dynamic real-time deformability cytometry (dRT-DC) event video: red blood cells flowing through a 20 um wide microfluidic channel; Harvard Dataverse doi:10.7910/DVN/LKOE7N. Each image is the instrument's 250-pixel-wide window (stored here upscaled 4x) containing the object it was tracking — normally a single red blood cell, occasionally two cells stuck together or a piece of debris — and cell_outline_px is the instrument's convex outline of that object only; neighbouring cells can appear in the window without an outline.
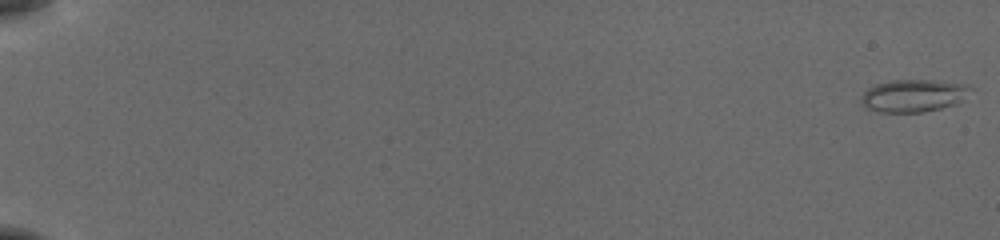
{"species": "common noctule bat (a hibernating species)", "species_latin": "Nyctalus noctula", "temperature_condition": "cold", "stored_images_in_passage": 56, "camera_frame_rate_fps": 3000, "um_per_image_px": 0.085, "animal": {"sex": "female", "body_mass_g": 19.5, "forearm_length_mm": 54.1}, "frame": {"image": 1, "passage_image": 1, "time_ms": 0.0, "image_size_px": [1000, 240], "cell_outline_px": [[972, 88], [956, 104], [940, 108], [920, 112], [880, 112], [864, 108], [860, 104], [860, 96], [868, 88], [876, 84], [896, 80], [932, 80], [968, 84]], "centroid_in_image_um": [77.58, 8.13], "position_along_channel_um": 7.4, "area_um2": 20.63}}
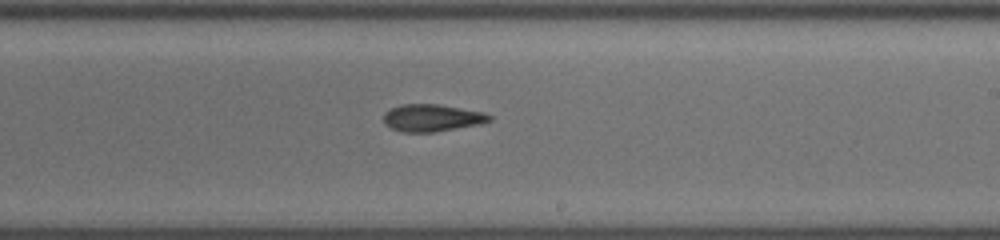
{"frame": {"image": 2, "passage_image": 36, "time_ms": 11.667, "image_size_px": [1000, 240], "cell_outline_px": [[492, 120], [480, 124], [432, 132], [400, 132], [384, 124], [384, 112], [400, 104], [440, 104], [484, 112], [492, 116]], "centroid_in_image_um": [36.71, 10.01], "position_along_channel_um": 252.3, "area_um2": 16.82}}
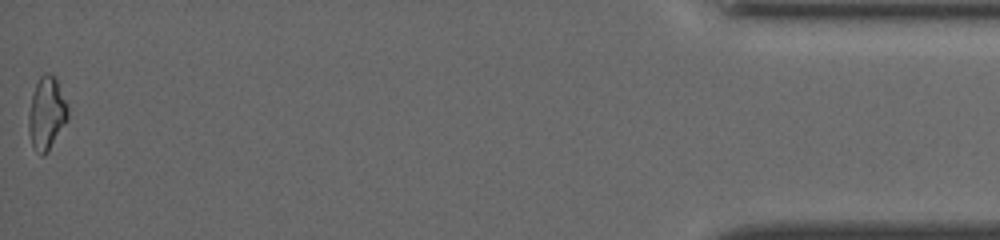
{"frame": {"image": 3, "passage_image": 56, "time_ms": 18.333, "image_size_px": [1000, 240], "cell_outline_px": [[68, 120], [48, 152], [44, 156], [40, 156], [36, 152], [32, 144], [28, 132], [28, 116], [32, 96], [36, 84], [40, 76], [44, 72], [48, 72], [56, 76], [68, 108]], "centroid_in_image_um": [3.97, 9.65], "position_along_channel_um": 431.2, "area_um2": 16.88}, "authors_computed_cell_mechanics": {"area_um2": 17.3689, "velocity_mm_per_s": 3.8645, "shape_relaxation_time_tau1_ms": 4.9885, "shape_relaxation_time_tau2_ms": 4.1318, "deformation_change_tau1": 0.1283, "deformation_change_tau2": 0.1053}}